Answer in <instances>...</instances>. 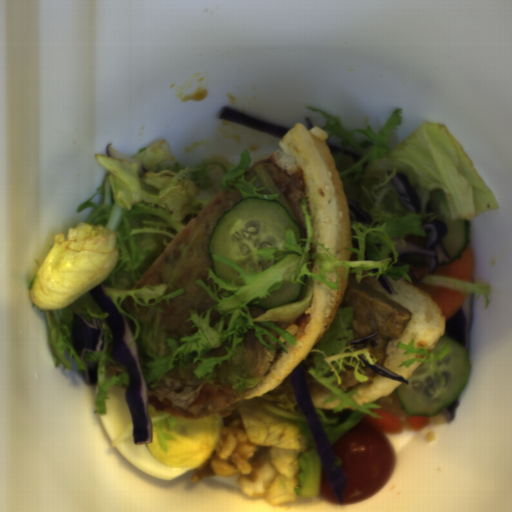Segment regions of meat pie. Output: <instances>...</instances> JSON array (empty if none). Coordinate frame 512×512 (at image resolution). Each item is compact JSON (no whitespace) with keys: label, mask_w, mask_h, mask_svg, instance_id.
I'll return each mask as SVG.
<instances>
[{"label":"meat pie","mask_w":512,"mask_h":512,"mask_svg":"<svg viewBox=\"0 0 512 512\" xmlns=\"http://www.w3.org/2000/svg\"><path fill=\"white\" fill-rule=\"evenodd\" d=\"M235 192L222 190L182 228L165 250L150 265L144 275L131 289L140 290L146 285L165 284V296L184 288L179 296L167 301L160 300L154 308L135 307L133 297L126 296L120 308L129 314L140 326V333L135 340L137 344V357L141 368L153 361L149 353L159 357L171 354V347L167 345L168 339L177 342L185 336L197 333V325L187 321L194 309L200 317L202 313L211 308L210 322L214 328L220 321L221 315L214 309L217 301L203 288L197 280H202L206 287L213 292L212 279H207L213 269L210 240L217 221L223 213L230 210L238 202L245 200L238 187L228 185Z\"/></svg>","instance_id":"1"},{"label":"meat pie","mask_w":512,"mask_h":512,"mask_svg":"<svg viewBox=\"0 0 512 512\" xmlns=\"http://www.w3.org/2000/svg\"><path fill=\"white\" fill-rule=\"evenodd\" d=\"M274 356V350L266 348L256 336L255 329L250 328L234 347L231 357L222 360L220 366L216 364L211 373L205 374V378H197L193 372L201 364V360L194 363L184 361L183 368L175 362L158 381L157 386L151 388V384L157 379L146 385L147 396L158 401H171V407L185 410L198 397V391L204 385L221 388L228 384L237 392L246 391L262 380L269 371Z\"/></svg>","instance_id":"2"},{"label":"meat pie","mask_w":512,"mask_h":512,"mask_svg":"<svg viewBox=\"0 0 512 512\" xmlns=\"http://www.w3.org/2000/svg\"><path fill=\"white\" fill-rule=\"evenodd\" d=\"M353 307V318L348 326L352 330L353 340L372 335L359 343H353L355 350L369 349L377 364L385 365L386 347L391 340L403 334L411 312L407 308L389 299L356 277L348 280L339 309Z\"/></svg>","instance_id":"3"},{"label":"meat pie","mask_w":512,"mask_h":512,"mask_svg":"<svg viewBox=\"0 0 512 512\" xmlns=\"http://www.w3.org/2000/svg\"><path fill=\"white\" fill-rule=\"evenodd\" d=\"M243 397L240 391L234 390L228 383L223 387L204 384L197 391V397L186 409L172 407V401L147 395V403L157 413H169L174 418L196 420L209 415L221 417L230 415L238 409Z\"/></svg>","instance_id":"4"},{"label":"meat pie","mask_w":512,"mask_h":512,"mask_svg":"<svg viewBox=\"0 0 512 512\" xmlns=\"http://www.w3.org/2000/svg\"><path fill=\"white\" fill-rule=\"evenodd\" d=\"M259 163L265 164L278 191L290 205L298 222L297 225L301 235L299 239L306 238L307 232L305 216L303 214L302 205L299 202L300 198L305 197L306 194V186L304 182L297 174H287L280 170L270 158H265L256 162L255 166Z\"/></svg>","instance_id":"5"},{"label":"meat pie","mask_w":512,"mask_h":512,"mask_svg":"<svg viewBox=\"0 0 512 512\" xmlns=\"http://www.w3.org/2000/svg\"><path fill=\"white\" fill-rule=\"evenodd\" d=\"M345 370L343 372H340V378H341V384L339 385L338 389H344L349 390L350 388L356 386V385H366L368 383H371L373 379L376 377L377 373L367 365L362 367L364 373L368 377V381H358L355 377V367L345 365Z\"/></svg>","instance_id":"6"},{"label":"meat pie","mask_w":512,"mask_h":512,"mask_svg":"<svg viewBox=\"0 0 512 512\" xmlns=\"http://www.w3.org/2000/svg\"><path fill=\"white\" fill-rule=\"evenodd\" d=\"M281 394L291 397L299 405L291 374L277 388L256 399L276 404Z\"/></svg>","instance_id":"7"},{"label":"meat pie","mask_w":512,"mask_h":512,"mask_svg":"<svg viewBox=\"0 0 512 512\" xmlns=\"http://www.w3.org/2000/svg\"><path fill=\"white\" fill-rule=\"evenodd\" d=\"M314 353L312 352L307 358L302 361L303 370L306 380V386L309 394H333L328 387L322 384L319 380H317L312 374L308 371L314 364L313 360Z\"/></svg>","instance_id":"8"},{"label":"meat pie","mask_w":512,"mask_h":512,"mask_svg":"<svg viewBox=\"0 0 512 512\" xmlns=\"http://www.w3.org/2000/svg\"><path fill=\"white\" fill-rule=\"evenodd\" d=\"M105 367L107 369V373L105 375V379L107 381L111 379L113 375L118 377L122 373H127L125 368L117 361L114 363L111 360H106Z\"/></svg>","instance_id":"9"},{"label":"meat pie","mask_w":512,"mask_h":512,"mask_svg":"<svg viewBox=\"0 0 512 512\" xmlns=\"http://www.w3.org/2000/svg\"><path fill=\"white\" fill-rule=\"evenodd\" d=\"M225 347H228L229 349H232V345L230 344V340L226 339L225 341H223V343L221 344L220 347H217L215 349L209 350L202 357L204 359H208L210 357H216L217 358V357L225 356L227 354V351H226Z\"/></svg>","instance_id":"10"},{"label":"meat pie","mask_w":512,"mask_h":512,"mask_svg":"<svg viewBox=\"0 0 512 512\" xmlns=\"http://www.w3.org/2000/svg\"><path fill=\"white\" fill-rule=\"evenodd\" d=\"M124 316H125V318H126V320H127V322H128V325H129V327H130V329H131L132 336H133V339H134V337H135V335H136L137 328H136V326H135V324H134L133 320H131V319L129 318V316H128V315H125V314H124Z\"/></svg>","instance_id":"11"},{"label":"meat pie","mask_w":512,"mask_h":512,"mask_svg":"<svg viewBox=\"0 0 512 512\" xmlns=\"http://www.w3.org/2000/svg\"><path fill=\"white\" fill-rule=\"evenodd\" d=\"M255 325L257 326H260V327H263L265 328L266 330H268L276 339L278 337L279 334H277L275 331H273L271 328L263 325L260 321H255Z\"/></svg>","instance_id":"12"},{"label":"meat pie","mask_w":512,"mask_h":512,"mask_svg":"<svg viewBox=\"0 0 512 512\" xmlns=\"http://www.w3.org/2000/svg\"><path fill=\"white\" fill-rule=\"evenodd\" d=\"M261 336H262V338H263V340L265 341L266 344H269L272 347L274 346L276 341H274V340L270 341L271 336H268V335H261Z\"/></svg>","instance_id":"13"},{"label":"meat pie","mask_w":512,"mask_h":512,"mask_svg":"<svg viewBox=\"0 0 512 512\" xmlns=\"http://www.w3.org/2000/svg\"><path fill=\"white\" fill-rule=\"evenodd\" d=\"M272 323L273 325L275 326H279V327H282L283 330L286 328V326L290 323V322H270Z\"/></svg>","instance_id":"14"}]
</instances>
